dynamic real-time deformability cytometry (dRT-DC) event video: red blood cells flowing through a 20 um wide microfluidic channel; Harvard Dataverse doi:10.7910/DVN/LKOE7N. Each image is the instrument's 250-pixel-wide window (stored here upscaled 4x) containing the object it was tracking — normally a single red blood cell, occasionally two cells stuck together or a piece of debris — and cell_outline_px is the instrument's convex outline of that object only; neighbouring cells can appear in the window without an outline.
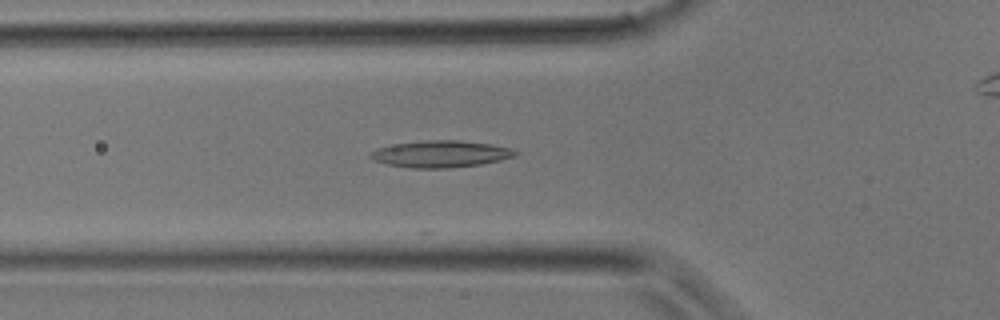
{"species": "common noctule bat (a hibernating species)", "species_latin": "Nyctalus noctula", "temperature_condition": "room temperature", "stored_images_in_passage": 12, "camera_frame_rate_fps": 3000, "um_per_image_px": 0.085, "animal": {"sex": "male", "body_mass_g": 17.9}, "frame": {"image": 1, "passage_image": 7, "time_ms": 2.0, "image_size_px": [1000, 320], "cell_outline_px": [[520, 152], [516, 156], [500, 160], [480, 164], [448, 168], [412, 168], [388, 164], [376, 160], [368, 156], [368, 152], [376, 148], [396, 144], [428, 140], [460, 140], [492, 144], [508, 148]], "centroid_in_image_um": [37.46, 13.08], "position_along_channel_um": 88.3, "area_um2": 22.48}}
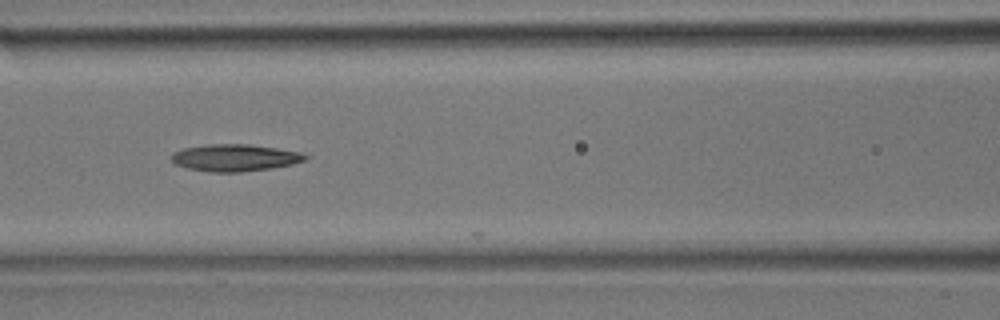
{"frame": {"image": 2, "passage_image": 10, "time_ms": 3.0, "image_size_px": [1000, 320], "cell_outline_px": [[308, 156], [304, 160], [292, 164], [272, 168], [240, 172], [212, 172], [188, 168], [176, 164], [172, 160], [172, 152], [184, 148], [208, 144], [248, 144], [276, 148], [300, 152]], "centroid_in_image_um": [19.95, 13.4], "position_along_channel_um": 146.6, "area_um2": 20.87}}